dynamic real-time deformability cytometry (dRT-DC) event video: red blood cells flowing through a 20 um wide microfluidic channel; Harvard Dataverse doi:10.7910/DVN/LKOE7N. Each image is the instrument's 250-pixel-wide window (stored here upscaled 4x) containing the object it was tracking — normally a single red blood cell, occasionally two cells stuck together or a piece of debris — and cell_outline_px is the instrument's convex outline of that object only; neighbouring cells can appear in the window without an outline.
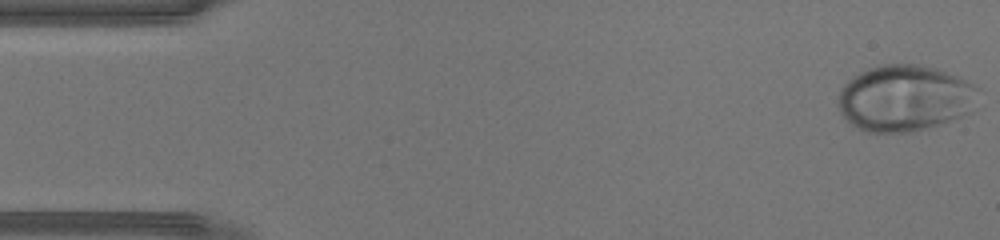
{"species": "human", "species_latin": "Homo sapiens", "temperature_condition": "warm", "stored_images_in_passage": 44, "camera_frame_rate_fps": 3000, "um_per_image_px": 0.085, "donor": {"sex": "male"}, "frame": {"image": 1, "passage_image": 1, "time_ms": 0.0, "image_size_px": [1000, 240], "cell_outline_px": [[980, 88], [972, 112], [952, 120], [940, 124], [908, 132], [868, 132], [856, 128], [840, 112], [840, 88], [852, 76], [868, 68], [884, 64], [916, 64], [936, 68], [956, 76]], "centroid_in_image_um": [76.92, 8.34], "position_along_channel_um": 8.1, "area_um2": 53.99}}
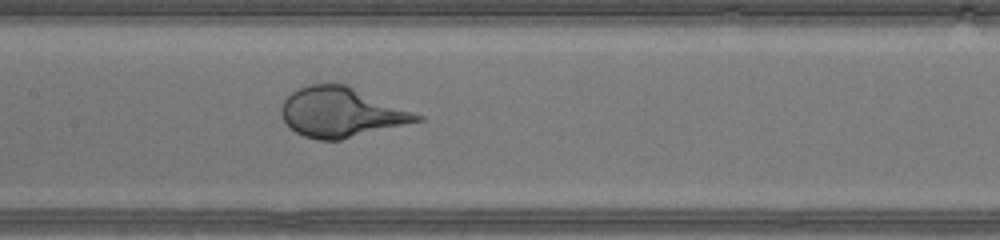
{"frame": {"image": 2, "passage_image": 21, "time_ms": 6.667, "image_size_px": [1000, 240], "cell_outline_px": [[424, 120], [340, 140], [316, 140], [304, 136], [296, 132], [284, 120], [280, 112], [280, 108], [284, 100], [292, 92], [300, 88], [312, 84], [344, 84], [424, 116]], "centroid_in_image_um": [28.99, 9.56], "position_along_channel_um": 178.4, "area_um2": 38.73}}
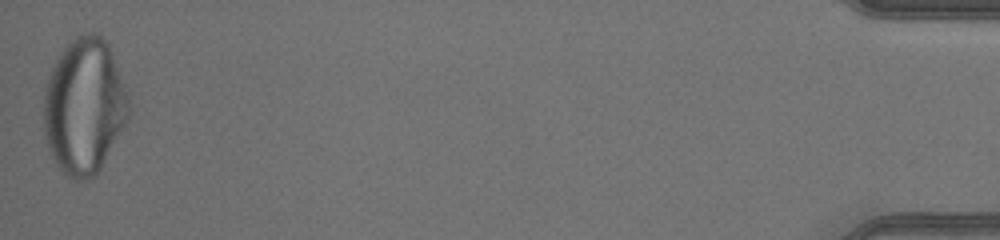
{"frame": {"image": 3, "passage_image": 44, "time_ms": 14.333, "image_size_px": [1000, 240], "cell_outline_px": [[132, 112], [128, 120], [96, 176], [84, 180], [72, 180], [56, 164], [48, 152], [44, 136], [44, 88], [48, 76], [60, 52], [76, 36], [92, 32], [96, 32], [108, 44], [132, 104]], "centroid_in_image_um": [7.17, 9.07], "position_along_channel_um": 428.0, "area_um2": 67.8}}